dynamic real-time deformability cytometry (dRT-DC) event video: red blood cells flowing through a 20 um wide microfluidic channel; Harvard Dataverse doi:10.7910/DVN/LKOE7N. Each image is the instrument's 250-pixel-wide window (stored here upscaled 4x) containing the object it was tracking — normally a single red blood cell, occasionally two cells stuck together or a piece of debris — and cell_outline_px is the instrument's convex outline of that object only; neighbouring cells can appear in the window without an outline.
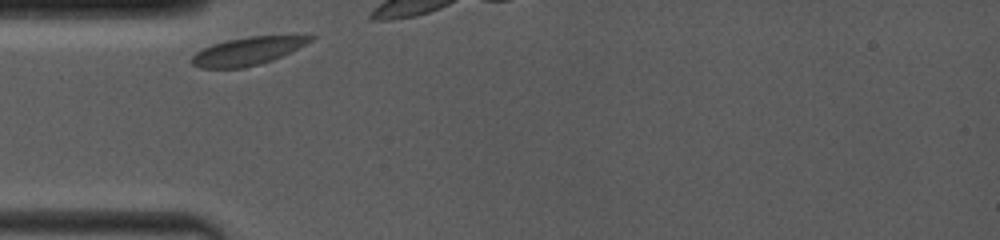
{"species": "common noctule bat (a hibernating species)", "species_latin": "Nyctalus noctula", "temperature_condition": "room temperature", "stored_images_in_passage": 5, "camera_frame_rate_fps": 4000, "um_per_image_px": 0.085, "animal": {"sex": "female", "body_mass_g": 19.0, "forearm_length_mm": 53.3}, "frame": {"image": 1, "passage_image": 1, "time_ms": 0.0, "image_size_px": [1000, 240], "cell_outline_px": [[316, 36], [312, 40], [272, 60], [260, 64], [244, 68], [200, 68], [192, 64], [192, 56], [196, 52], [212, 44], [228, 40], [248, 36]], "centroid_in_image_um": [20.97, 4.36], "position_along_channel_um": 64.0, "area_um2": 18.84}}
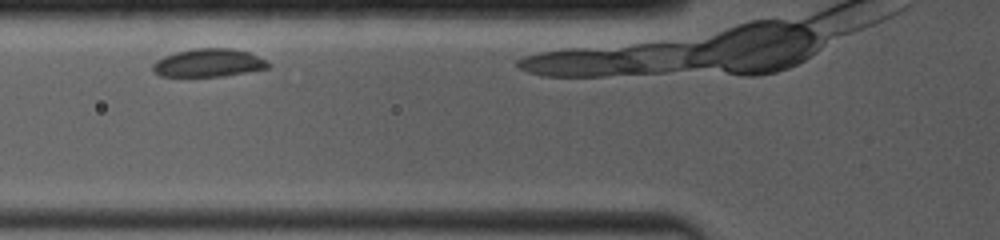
{"frame": {"image": 2, "passage_image": 3, "time_ms": 1.25, "image_size_px": [1000, 240], "cell_outline_px": [[268, 68], [224, 76], [160, 76], [152, 72], [152, 64], [156, 60], [164, 56], [176, 52], [192, 48], [232, 48], [248, 52], [264, 60], [268, 64]], "centroid_in_image_um": [17.65, 5.34], "position_along_channel_um": 108.1, "area_um2": 18.79}}